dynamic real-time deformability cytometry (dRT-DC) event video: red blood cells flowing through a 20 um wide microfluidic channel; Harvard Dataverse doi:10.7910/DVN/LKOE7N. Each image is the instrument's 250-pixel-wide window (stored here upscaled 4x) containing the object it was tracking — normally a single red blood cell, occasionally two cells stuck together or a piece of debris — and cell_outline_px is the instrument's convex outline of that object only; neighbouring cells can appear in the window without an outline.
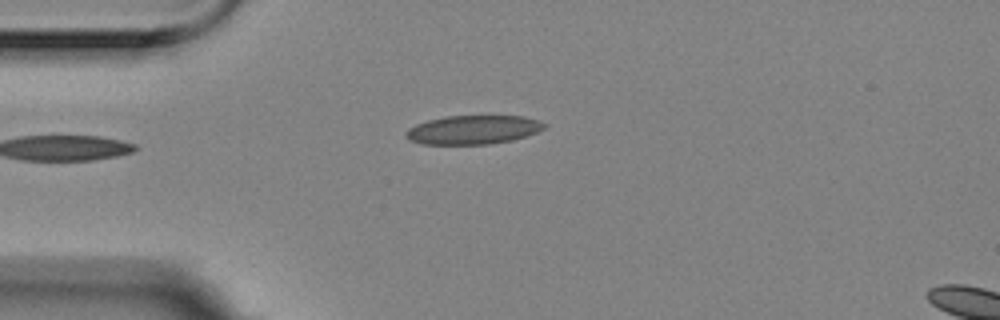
{"species": "Egyptian fruit bat (a non-hibernating species)", "species_latin": "Rousettus aegyptiacus", "temperature_condition": "room temperature", "stored_images_in_passage": 2, "camera_frame_rate_fps": 3000, "um_per_image_px": 0.085, "animal": {"sex": "female"}, "frame": {"image": 1, "passage_image": 2, "time_ms": 0.333, "image_size_px": [1000, 320], "cell_outline_px": [[548, 124], [544, 128], [536, 132], [512, 140], [488, 144], [420, 144], [408, 140], [404, 136], [404, 132], [408, 128], [416, 124], [428, 120], [444, 116], [524, 116], [540, 120]], "centroid_in_image_um": [40.18, 11.03], "position_along_channel_um": 44.8, "area_um2": 23.41}}